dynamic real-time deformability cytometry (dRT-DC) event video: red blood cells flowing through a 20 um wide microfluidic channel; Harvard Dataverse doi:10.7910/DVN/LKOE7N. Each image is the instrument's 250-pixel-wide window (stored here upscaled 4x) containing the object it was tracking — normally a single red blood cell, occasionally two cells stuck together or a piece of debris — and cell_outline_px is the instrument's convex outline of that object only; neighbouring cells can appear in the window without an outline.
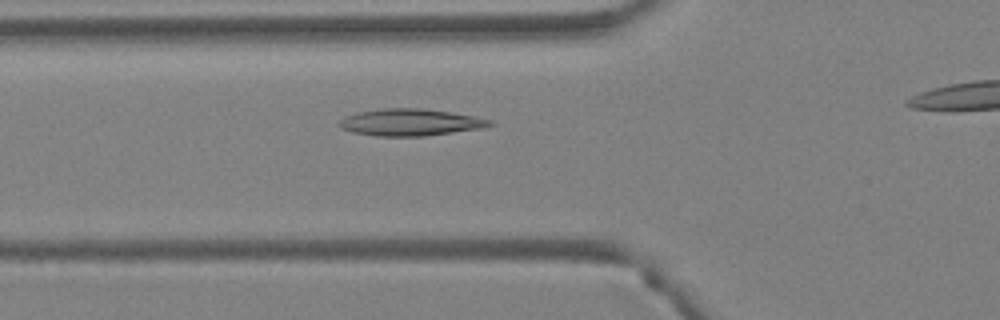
{"species": "Egyptian fruit bat (a non-hibernating species)", "species_latin": "Rousettus aegyptiacus", "temperature_condition": "warm", "stored_images_in_passage": 4, "segment_of_instrument_passage": [1, 2], "camera_frame_rate_fps": 3000, "um_per_image_px": 0.085, "animal": {"sex": "female"}, "frame": {"image": 1, "passage_image": 3, "time_ms": 0.667, "image_size_px": [1000, 320], "cell_outline_px": [[496, 124], [480, 128], [424, 136], [376, 136], [352, 132], [340, 128], [336, 124], [344, 116], [356, 112], [380, 108], [420, 108], [452, 112], [492, 120]], "centroid_in_image_um": [34.81, 10.39], "position_along_channel_um": 91.0, "area_um2": 23.7}}